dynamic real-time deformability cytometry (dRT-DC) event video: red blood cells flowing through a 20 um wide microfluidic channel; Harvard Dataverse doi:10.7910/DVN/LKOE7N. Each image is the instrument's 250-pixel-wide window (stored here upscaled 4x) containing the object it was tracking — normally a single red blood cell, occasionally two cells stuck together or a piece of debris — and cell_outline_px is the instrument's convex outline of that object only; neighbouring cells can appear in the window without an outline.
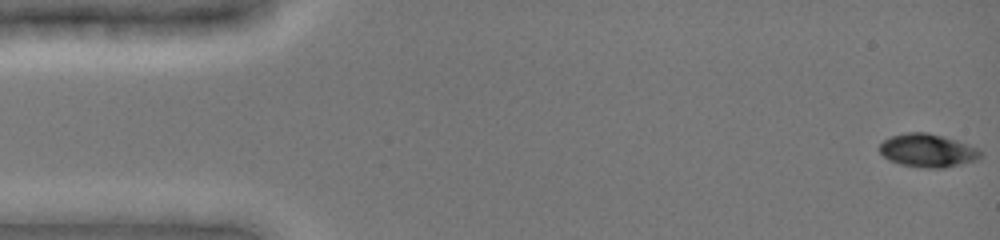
{"species": "common noctule bat (a hibernating species)", "species_latin": "Nyctalus noctula", "temperature_condition": "cold", "stored_images_in_passage": 13, "camera_frame_rate_fps": 3000, "um_per_image_px": 0.085, "animal": {"sex": "female", "body_mass_g": 19.0, "forearm_length_mm": 51.5}, "frame": {"image": 1, "passage_image": 1, "time_ms": 0.0, "image_size_px": [1000, 240], "cell_outline_px": [[984, 152], [976, 160], [944, 168], [924, 168], [900, 164], [888, 160], [880, 152], [880, 144], [884, 140], [892, 136], [908, 132], [928, 132], [944, 136], [980, 148]], "centroid_in_image_um": [78.88, 12.79], "position_along_channel_um": 6.1, "area_um2": 19.65}}
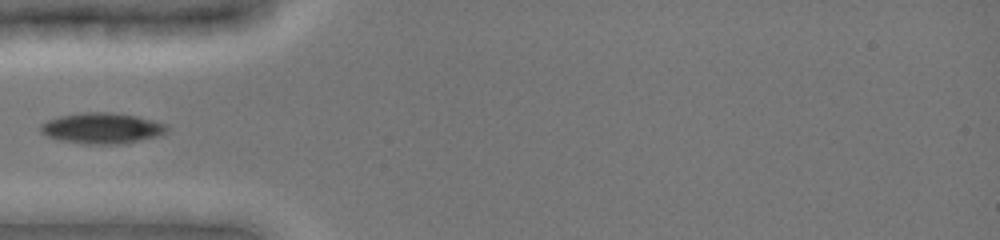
{"frame": {"image": 2, "passage_image": 8, "time_ms": 5.0, "image_size_px": [1000, 240], "cell_outline_px": [[168, 132], [160, 136], [120, 144], [84, 144], [60, 140], [48, 136], [40, 132], [40, 124], [48, 120], [60, 116], [80, 112], [112, 112], [136, 116], [168, 124]], "centroid_in_image_um": [8.69, 10.9], "position_along_channel_um": 76.3, "area_um2": 22.83}}
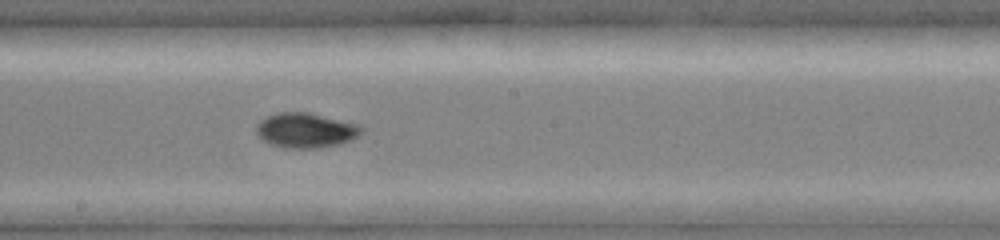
{"frame": {"image": 3, "passage_image": 13, "time_ms": 8.667, "image_size_px": [1000, 240], "cell_outline_px": [[364, 132], [352, 140], [336, 144], [316, 148], [284, 148], [272, 144], [264, 140], [256, 132], [256, 124], [260, 120], [276, 112], [308, 112], [360, 124], [364, 128]], "centroid_in_image_um": [26.02, 11.06], "position_along_channel_um": 222.2, "area_um2": 21.44}}